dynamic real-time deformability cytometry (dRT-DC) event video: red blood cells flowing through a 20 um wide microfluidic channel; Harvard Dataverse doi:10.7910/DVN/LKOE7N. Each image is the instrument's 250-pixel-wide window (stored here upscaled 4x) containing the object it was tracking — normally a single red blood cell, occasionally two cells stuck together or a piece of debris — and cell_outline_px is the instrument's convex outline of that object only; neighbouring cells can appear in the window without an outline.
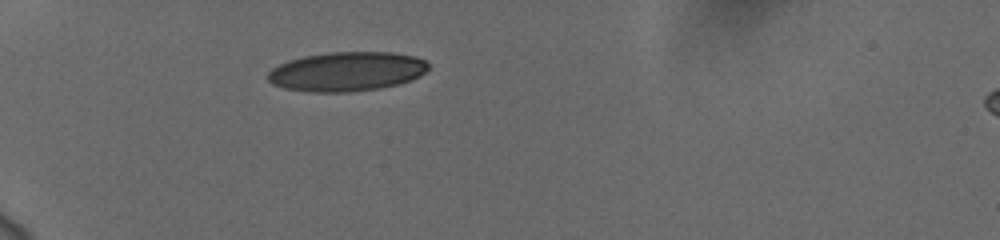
{"species": "human", "species_latin": "Homo sapiens", "temperature_condition": "cold", "stored_images_in_passage": 38, "camera_frame_rate_fps": 3000, "um_per_image_px": 0.085, "donor": {"sex": "female"}, "frame": {"image": 1, "passage_image": 1, "time_ms": 0.0, "image_size_px": [1000, 240], "cell_outline_px": [[428, 68], [420, 76], [412, 80], [380, 88], [352, 92], [312, 92], [284, 88], [272, 84], [264, 76], [272, 68], [288, 60], [304, 56], [328, 52], [392, 52], [412, 56], [424, 60], [428, 64]], "centroid_in_image_um": [29.43, 6.08], "position_along_channel_um": 55.6, "area_um2": 36.88}}
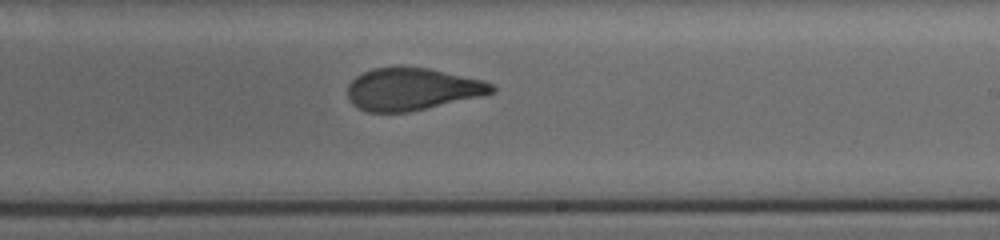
{"frame": {"image": 2, "passage_image": 19, "time_ms": 6.0, "image_size_px": [1000, 240], "cell_outline_px": [[496, 88], [492, 92], [480, 96], [408, 112], [368, 112], [352, 104], [348, 96], [348, 84], [356, 76], [372, 68], [400, 64], [428, 68], [484, 80], [492, 84]], "centroid_in_image_um": [34.99, 7.54], "position_along_channel_um": 254.0, "area_um2": 35.78}}
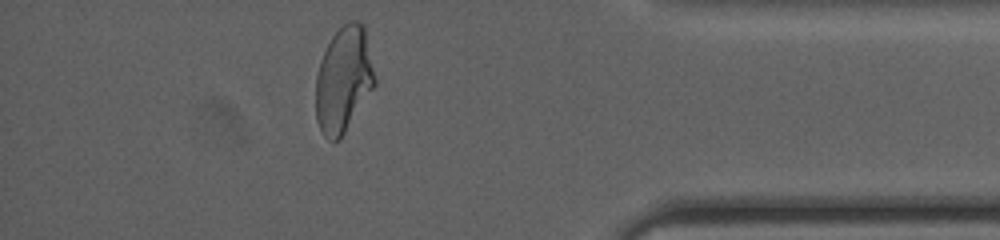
{"frame": {"image": 3, "passage_image": 33, "time_ms": 10.667, "image_size_px": [1000, 240], "cell_outline_px": [[376, 84], [340, 140], [328, 140], [324, 136], [316, 120], [316, 76], [320, 60], [332, 36], [344, 24], [352, 20], [356, 20], [364, 24], [376, 80]], "centroid_in_image_um": [29.21, 6.78], "position_along_channel_um": 406.0, "area_um2": 36.3}, "authors_computed_cell_mechanics": {"area_um2": 36.703, "velocity_mm_per_s": 3.7522, "shape_relaxation_time_tau1_ms": null, "shape_relaxation_time_tau2_ms": 1.0844, "deformation_change_tau1": null, "deformation_change_tau2": 0.084}}